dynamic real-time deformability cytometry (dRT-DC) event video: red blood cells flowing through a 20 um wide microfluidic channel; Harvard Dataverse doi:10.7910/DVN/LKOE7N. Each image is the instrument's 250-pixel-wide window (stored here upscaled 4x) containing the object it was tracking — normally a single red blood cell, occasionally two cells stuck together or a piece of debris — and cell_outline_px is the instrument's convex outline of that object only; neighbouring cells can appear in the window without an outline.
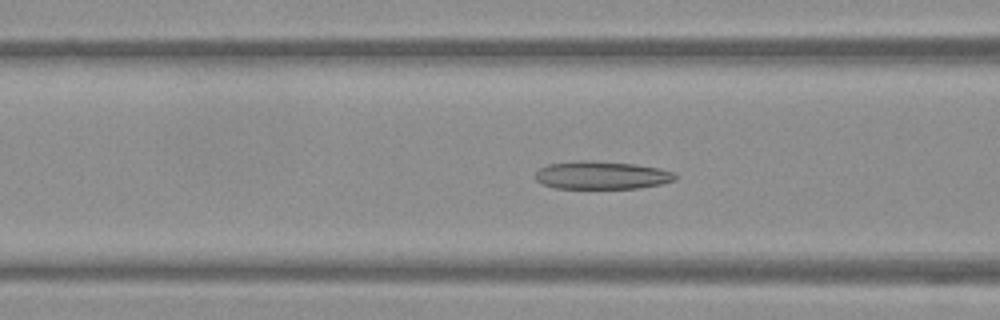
{"species": "Egyptian fruit bat (a non-hibernating species)", "species_latin": "Rousettus aegyptiacus", "temperature_condition": "warm", "stored_images_in_passage": 52, "camera_frame_rate_fps": 3000, "um_per_image_px": 0.085, "frame": {"image": 1, "passage_image": 20, "time_ms": 6.333, "image_size_px": [1000, 320], "cell_outline_px": [[676, 180], [660, 184], [640, 188], [556, 188], [544, 184], [536, 180], [536, 172], [540, 168], [548, 164], [572, 160], [592, 160], [636, 164], [660, 168], [672, 172], [676, 176]], "centroid_in_image_um": [51.14, 14.88], "position_along_channel_um": 115.5, "area_um2": 22.89}}
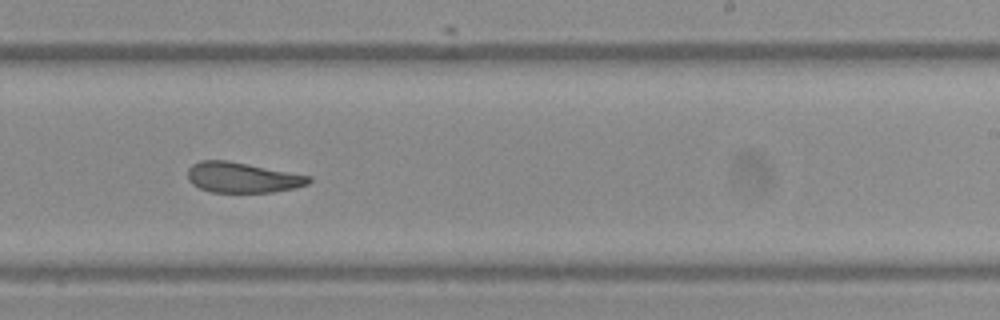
{"frame": {"image": 2, "passage_image": 32, "time_ms": 10.333, "image_size_px": [1000, 320], "cell_outline_px": [[312, 180], [308, 184], [296, 188], [272, 192], [212, 192], [200, 188], [192, 184], [188, 180], [188, 168], [192, 164], [200, 160], [228, 160], [312, 176]], "centroid_in_image_um": [20.61, 15.08], "position_along_channel_um": 268.4, "area_um2": 21.56}}
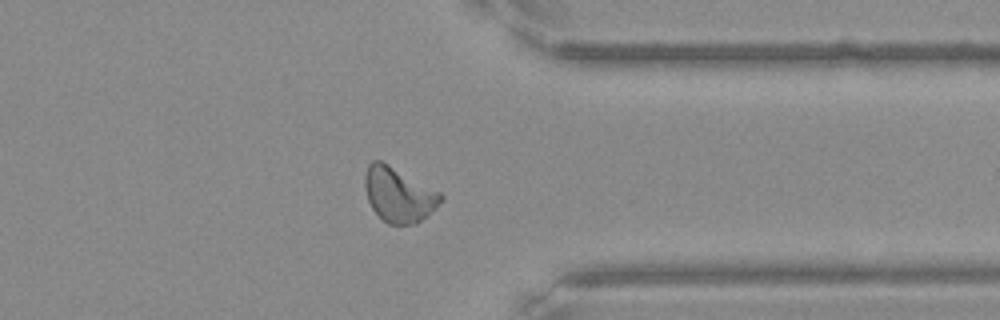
{"frame": {"image": 3, "passage_image": 41, "time_ms": 13.333, "image_size_px": [1000, 320], "cell_outline_px": [[444, 196], [416, 224], [388, 224], [372, 208], [368, 200], [364, 188], [364, 176], [368, 164], [372, 160], [380, 160], [388, 164], [440, 192]], "centroid_in_image_um": [33.82, 16.52], "position_along_channel_um": 377.6, "area_um2": 23.58}, "authors_computed_cell_mechanics": {"area_um2": 23.4668, "velocity_mm_per_s": 3.8162, "shape_relaxation_time_tau1_ms": 8.1581, "shape_relaxation_time_tau2_ms": 2.8019, "deformation_change_tau1": 0.1793, "deformation_change_tau2": 0.0904}}